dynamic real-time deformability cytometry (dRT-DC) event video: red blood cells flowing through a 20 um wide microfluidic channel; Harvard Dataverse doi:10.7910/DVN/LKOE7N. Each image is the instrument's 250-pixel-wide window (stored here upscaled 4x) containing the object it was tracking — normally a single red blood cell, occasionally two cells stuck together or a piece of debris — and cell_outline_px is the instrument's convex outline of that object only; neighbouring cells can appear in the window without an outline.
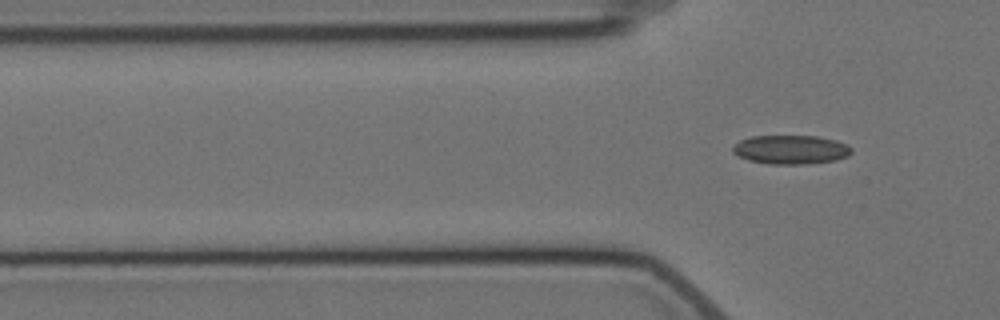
{"species": "Egyptian fruit bat (a non-hibernating species)", "species_latin": "Rousettus aegyptiacus", "temperature_condition": "cold", "stored_images_in_passage": 8, "camera_frame_rate_fps": 3000, "um_per_image_px": 0.085, "animal": {"sex": "female"}, "frame": {"image": 1, "passage_image": 8, "time_ms": 8.333, "image_size_px": [1000, 320], "cell_outline_px": [[852, 152], [848, 156], [836, 160], [808, 164], [768, 164], [748, 160], [736, 156], [732, 152], [732, 148], [740, 140], [752, 136], [816, 136], [836, 140], [848, 144], [852, 148]], "centroid_in_image_um": [67.22, 12.72], "position_along_channel_um": 58.6, "area_um2": 20.23}}